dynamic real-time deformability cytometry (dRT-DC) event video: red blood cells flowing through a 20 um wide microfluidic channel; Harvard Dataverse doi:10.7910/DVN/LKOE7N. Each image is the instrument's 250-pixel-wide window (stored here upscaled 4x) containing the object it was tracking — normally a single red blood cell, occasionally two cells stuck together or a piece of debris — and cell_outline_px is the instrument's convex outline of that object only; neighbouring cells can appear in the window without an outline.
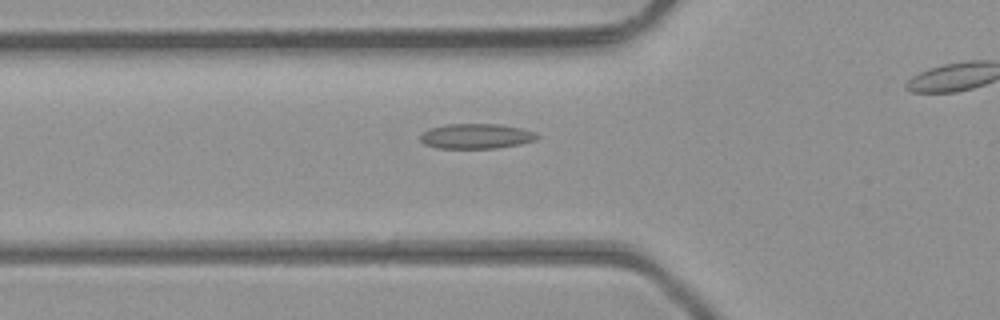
{"species": "common noctule bat (a hibernating species)", "species_latin": "Nyctalus noctula", "temperature_condition": "room temperature", "stored_images_in_passage": 29, "camera_frame_rate_fps": 3000, "um_per_image_px": 0.085, "animal": {"sex": "male", "body_mass_g": 23.1, "forearm_length_mm": 52.7}, "frame": {"image": 1, "passage_image": 7, "time_ms": 2.0, "image_size_px": [1000, 320], "cell_outline_px": [[540, 136], [536, 140], [520, 144], [496, 148], [436, 148], [424, 144], [420, 140], [420, 136], [428, 128], [444, 124], [500, 124], [520, 128], [536, 132]], "centroid_in_image_um": [40.47, 11.57], "position_along_channel_um": 85.3, "area_um2": 17.17}}
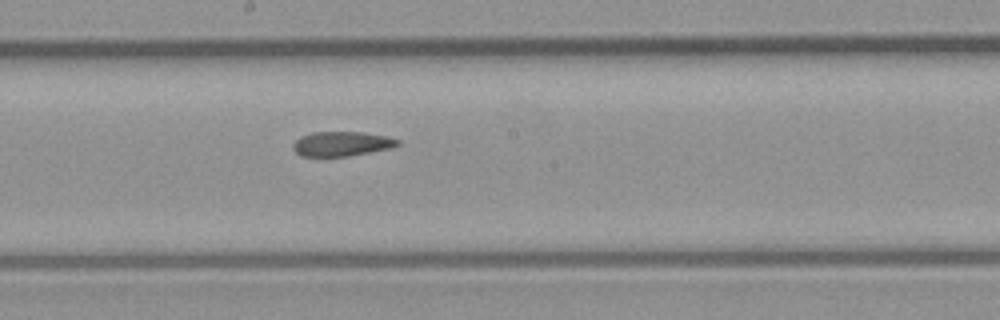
{"frame": {"image": 2, "passage_image": 16, "time_ms": 5.0, "image_size_px": [1000, 320], "cell_outline_px": [[400, 144], [392, 148], [348, 156], [300, 156], [292, 148], [292, 144], [300, 136], [312, 132], [360, 132], [388, 136], [400, 140]], "centroid_in_image_um": [29.04, 12.22], "position_along_channel_um": 219.2, "area_um2": 15.09}}
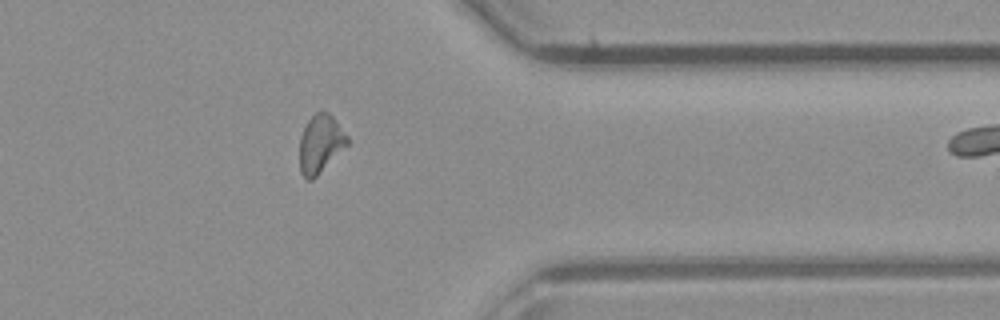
{"frame": {"image": 3, "passage_image": 28, "time_ms": 9.0, "image_size_px": [1000, 320], "cell_outline_px": [[348, 144], [312, 180], [308, 180], [300, 172], [300, 136], [308, 120], [320, 108], [328, 112], [332, 116], [348, 136]], "centroid_in_image_um": [27.23, 12.19], "position_along_channel_um": 384.2, "area_um2": 16.01}}